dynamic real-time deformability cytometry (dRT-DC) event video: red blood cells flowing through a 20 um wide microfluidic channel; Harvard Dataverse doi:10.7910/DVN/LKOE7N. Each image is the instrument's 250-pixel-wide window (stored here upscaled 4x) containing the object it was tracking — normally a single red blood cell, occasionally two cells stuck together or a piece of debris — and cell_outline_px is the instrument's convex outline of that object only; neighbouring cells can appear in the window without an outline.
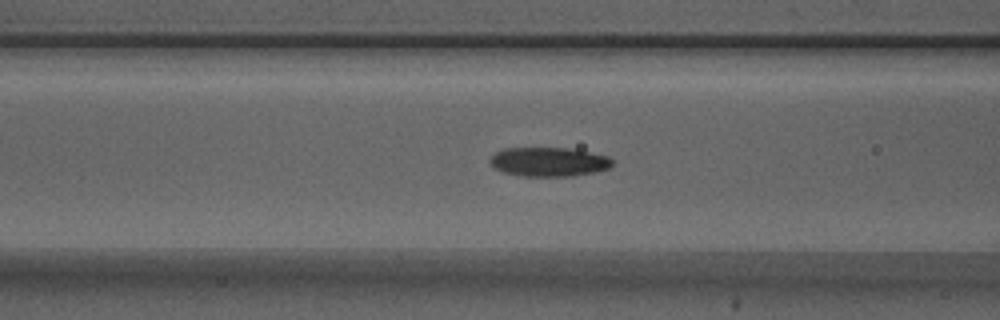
{"species": "Egyptian fruit bat (a non-hibernating species)", "species_latin": "Rousettus aegyptiacus", "temperature_condition": "warm", "stored_images_in_passage": 42, "camera_frame_rate_fps": 3000, "um_per_image_px": 0.085, "animal": {"sex": "male"}, "frame": {"image": 1, "passage_image": 9, "time_ms": 2.667, "image_size_px": [1000, 320], "cell_outline_px": [[612, 164], [608, 168], [596, 172], [572, 176], [524, 176], [504, 172], [496, 168], [488, 160], [496, 152], [504, 148], [568, 148], [608, 156], [612, 160]], "centroid_in_image_um": [46.65, 13.75], "position_along_channel_um": 120.0, "area_um2": 20.58}}
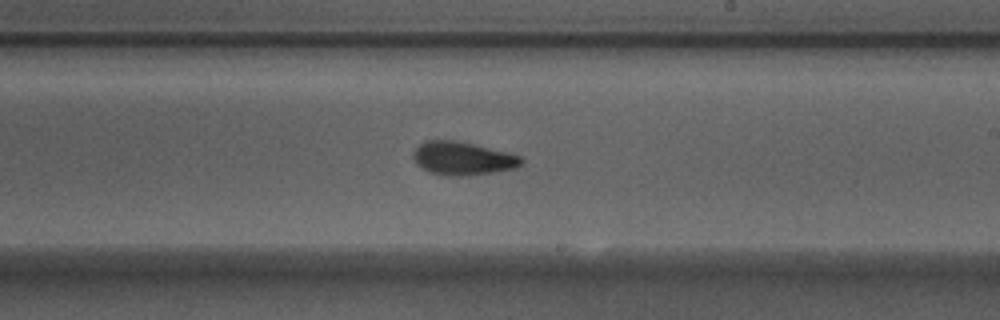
{"frame": {"image": 2, "passage_image": 19, "time_ms": 6.0, "image_size_px": [1000, 320], "cell_outline_px": [[524, 160], [516, 168], [468, 176], [448, 176], [432, 172], [416, 164], [412, 156], [412, 152], [424, 140], [456, 140], [508, 152], [520, 156]], "centroid_in_image_um": [39.31, 13.46], "position_along_channel_um": 249.7, "area_um2": 20.92}}
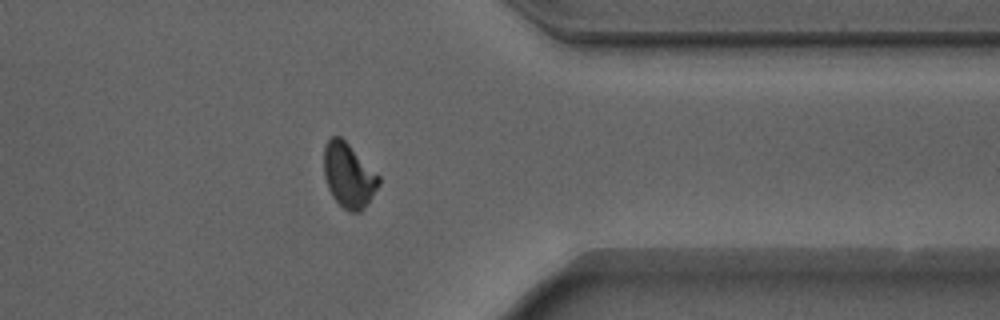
{"frame": {"image": 3, "passage_image": 30, "time_ms": 9.667, "image_size_px": [1000, 320], "cell_outline_px": [[380, 184], [364, 208], [360, 212], [348, 212], [332, 196], [328, 188], [324, 176], [324, 144], [332, 136], [340, 136], [380, 176]], "centroid_in_image_um": [29.62, 14.91], "position_along_channel_um": 381.8, "area_um2": 20.46}}